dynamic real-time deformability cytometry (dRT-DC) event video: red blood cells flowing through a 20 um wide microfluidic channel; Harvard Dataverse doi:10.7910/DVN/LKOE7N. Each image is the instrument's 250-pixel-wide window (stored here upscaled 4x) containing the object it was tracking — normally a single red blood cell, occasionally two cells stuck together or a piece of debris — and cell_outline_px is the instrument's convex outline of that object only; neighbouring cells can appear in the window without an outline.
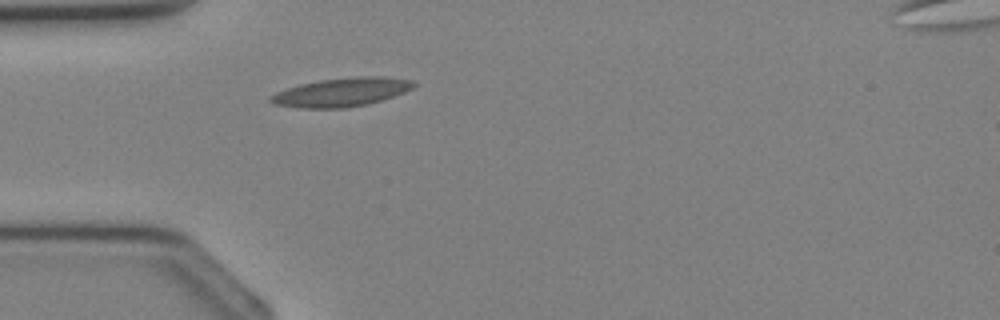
{"species": "Egyptian fruit bat (a non-hibernating species)", "species_latin": "Rousettus aegyptiacus", "temperature_condition": "cold", "stored_images_in_passage": 26, "camera_frame_rate_fps": 3000, "um_per_image_px": 0.085, "animal": {"sex": "female"}, "frame": {"image": 1, "passage_image": 1, "time_ms": 0.0, "image_size_px": [1000, 320], "cell_outline_px": [[416, 84], [412, 88], [404, 92], [368, 104], [344, 108], [300, 108], [276, 104], [268, 100], [268, 96], [276, 92], [300, 84], [320, 80], [360, 76], [384, 76], [408, 80]], "centroid_in_image_um": [28.99, 7.84], "position_along_channel_um": 56.0, "area_um2": 23.64}}
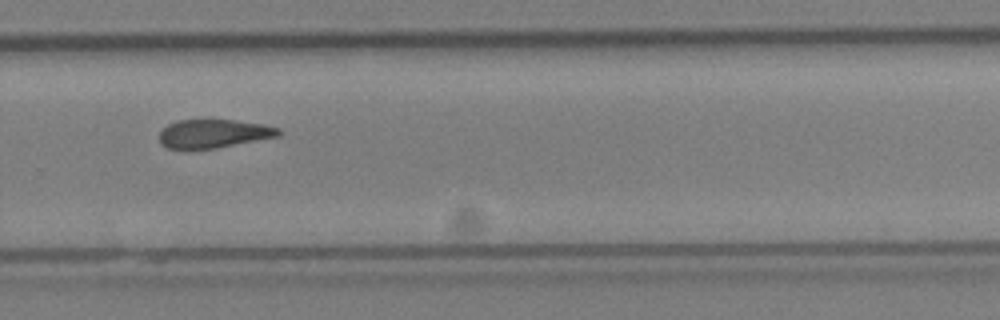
{"frame": {"image": 2, "passage_image": 15, "time_ms": 4.667, "image_size_px": [1000, 320], "cell_outline_px": [[280, 136], [216, 148], [168, 148], [160, 144], [160, 132], [168, 124], [180, 120], [232, 120], [264, 124], [280, 128]], "centroid_in_image_um": [18.19, 11.35], "position_along_channel_um": 311.6, "area_um2": 19.59}}
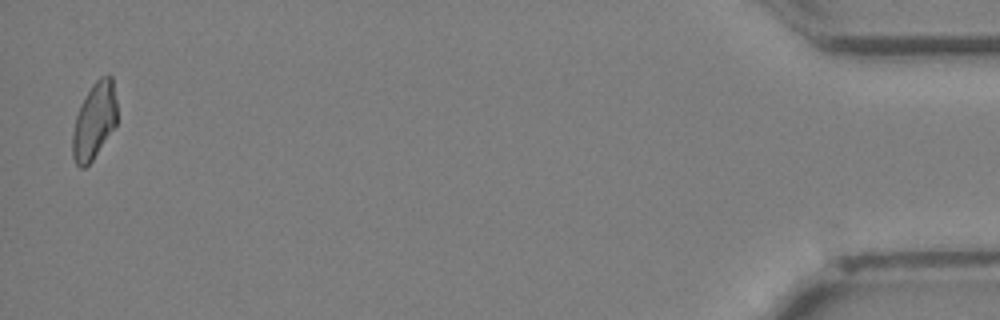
{"frame": {"image": 3, "passage_image": 26, "time_ms": 8.333, "image_size_px": [1000, 320], "cell_outline_px": [[116, 124], [92, 160], [84, 168], [80, 168], [76, 164], [72, 156], [72, 132], [76, 116], [80, 104], [92, 84], [100, 76], [108, 72], [112, 76], [116, 100]], "centroid_in_image_um": [8.0, 10.23], "position_along_channel_um": 427.2, "area_um2": 19.88}}